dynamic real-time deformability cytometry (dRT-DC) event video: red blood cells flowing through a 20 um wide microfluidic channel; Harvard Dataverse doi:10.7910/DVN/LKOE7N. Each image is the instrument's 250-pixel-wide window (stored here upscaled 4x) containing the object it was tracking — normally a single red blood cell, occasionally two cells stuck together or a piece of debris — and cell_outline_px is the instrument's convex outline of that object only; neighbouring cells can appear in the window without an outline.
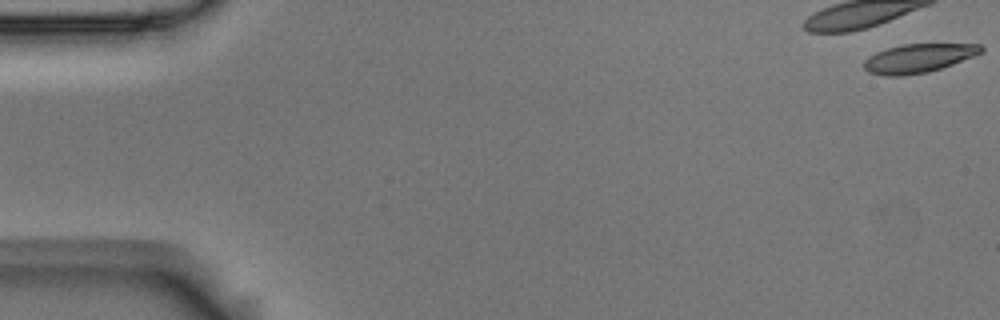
{"species": "Egyptian fruit bat (a non-hibernating species)", "species_latin": "Rousettus aegyptiacus", "temperature_condition": "room temperature", "stored_images_in_passage": 14, "camera_frame_rate_fps": 3000, "um_per_image_px": 0.085, "animal": {"sex": "male"}, "frame": {"image": 1, "passage_image": 1, "time_ms": 0.0, "image_size_px": [1000, 320], "cell_outline_px": [[984, 48], [980, 52], [972, 56], [952, 64], [928, 72], [904, 76], [884, 76], [868, 72], [864, 68], [864, 60], [868, 56], [876, 52], [888, 48], [904, 44], [980, 44]], "centroid_in_image_um": [78.01, 4.96], "position_along_channel_um": 7.0, "area_um2": 19.48}}